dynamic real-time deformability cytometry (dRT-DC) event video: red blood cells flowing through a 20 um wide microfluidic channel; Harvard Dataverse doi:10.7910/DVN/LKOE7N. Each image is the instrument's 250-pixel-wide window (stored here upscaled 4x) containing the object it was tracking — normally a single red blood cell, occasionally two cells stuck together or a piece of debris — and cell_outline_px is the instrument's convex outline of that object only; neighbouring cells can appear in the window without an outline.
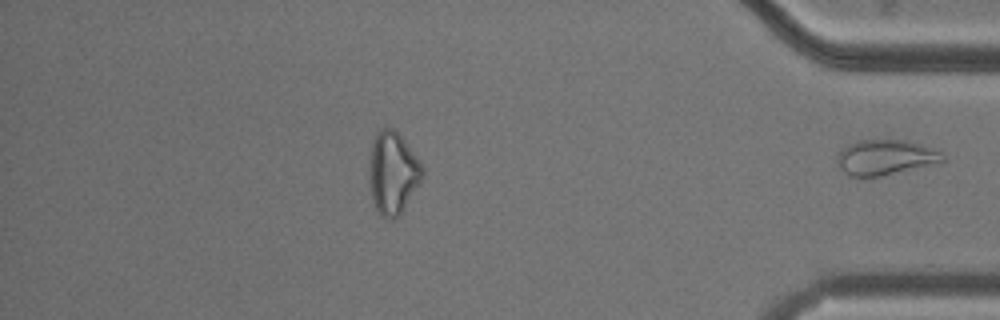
{"species": "common noctule bat (a hibernating species)", "species_latin": "Nyctalus noctula", "temperature_condition": "cold", "stored_images_in_passage": 40, "segment_of_instrument_passage": [2, 2], "camera_frame_rate_fps": 3000, "um_per_image_px": 0.085, "animal": {"sex": "male", "body_mass_g": 20.5, "forearm_length_mm": 52.5}, "frame": {"image": 1, "passage_image": 40, "time_ms": 13.0, "image_size_px": [1000, 320], "cell_outline_px": [[944, 164], [868, 180], [864, 180], [848, 176], [840, 168], [836, 160], [836, 156], [848, 144], [860, 140], [908, 140], [920, 144], [940, 152], [944, 156]], "centroid_in_image_um": [75.29, 13.45], "position_along_channel_um": 359.9, "area_um2": 22.89}}